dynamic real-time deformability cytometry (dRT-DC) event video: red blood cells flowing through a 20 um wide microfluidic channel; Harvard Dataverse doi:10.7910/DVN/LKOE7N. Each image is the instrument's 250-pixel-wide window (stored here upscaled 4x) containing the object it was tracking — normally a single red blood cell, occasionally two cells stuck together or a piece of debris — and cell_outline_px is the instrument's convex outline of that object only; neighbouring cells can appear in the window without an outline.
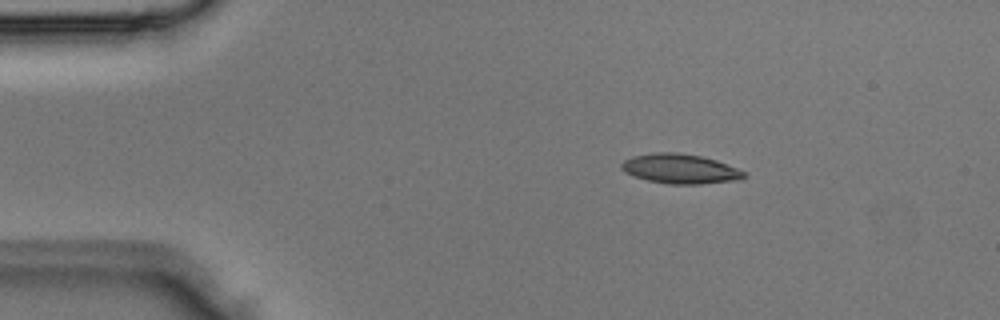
{"species": "Egyptian fruit bat (a non-hibernating species)", "species_latin": "Rousettus aegyptiacus", "temperature_condition": "room temperature", "stored_images_in_passage": 7, "camera_frame_rate_fps": 3000, "um_per_image_px": 0.085, "animal": {"sex": "male"}, "frame": {"image": 1, "passage_image": 1, "time_ms": 0.0, "image_size_px": [1000, 320], "cell_outline_px": [[748, 176], [740, 180], [700, 184], [668, 184], [648, 180], [636, 176], [620, 168], [620, 164], [624, 160], [632, 156], [652, 152], [676, 152], [700, 156], [716, 160], [748, 172]], "centroid_in_image_um": [57.87, 14.34], "position_along_channel_um": 27.1, "area_um2": 21.27}}
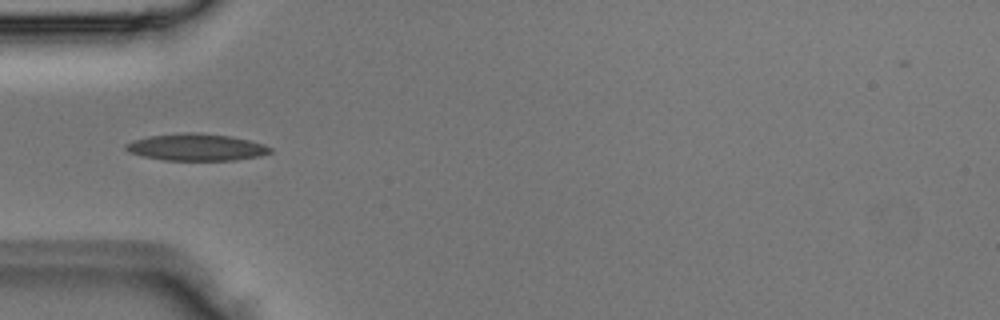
{"frame": {"image": 2, "passage_image": 6, "time_ms": 1.667, "image_size_px": [1000, 320], "cell_outline_px": [[272, 152], [260, 156], [236, 160], [164, 160], [144, 156], [132, 152], [124, 148], [124, 144], [132, 140], [148, 136], [184, 132], [196, 132], [232, 136], [264, 144], [272, 148]], "centroid_in_image_um": [16.71, 12.5], "position_along_channel_um": 68.3, "area_um2": 22.72}}